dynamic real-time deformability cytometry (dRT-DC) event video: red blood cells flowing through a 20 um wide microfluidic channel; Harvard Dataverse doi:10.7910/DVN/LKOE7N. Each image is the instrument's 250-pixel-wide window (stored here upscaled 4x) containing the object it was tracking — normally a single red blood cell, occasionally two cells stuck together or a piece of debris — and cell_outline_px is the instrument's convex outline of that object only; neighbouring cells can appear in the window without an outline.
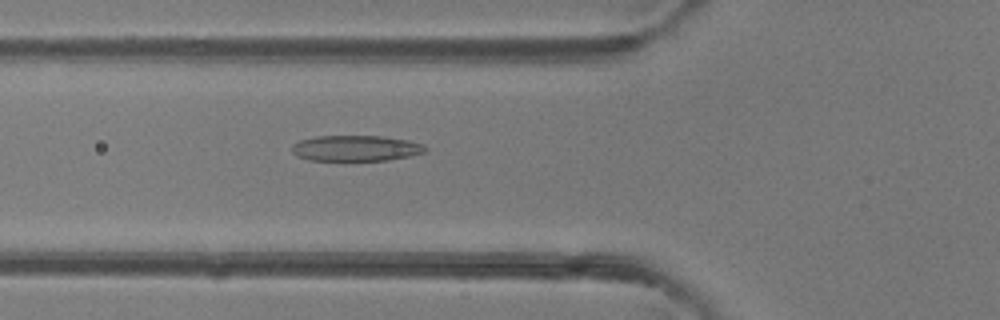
{"species": "common noctule bat (a hibernating species)", "species_latin": "Nyctalus noctula", "temperature_condition": "room temperature", "stored_images_in_passage": 44, "camera_frame_rate_fps": 3000, "um_per_image_px": 0.085, "animal": {"sex": "female"}, "frame": {"image": 1, "passage_image": 14, "time_ms": 4.333, "image_size_px": [1000, 320], "cell_outline_px": [[428, 148], [424, 152], [408, 156], [388, 160], [344, 164], [308, 160], [296, 156], [292, 152], [292, 144], [300, 140], [316, 136], [384, 136], [408, 140], [424, 144]], "centroid_in_image_um": [30.19, 12.65], "position_along_channel_um": 95.6, "area_um2": 21.21}}
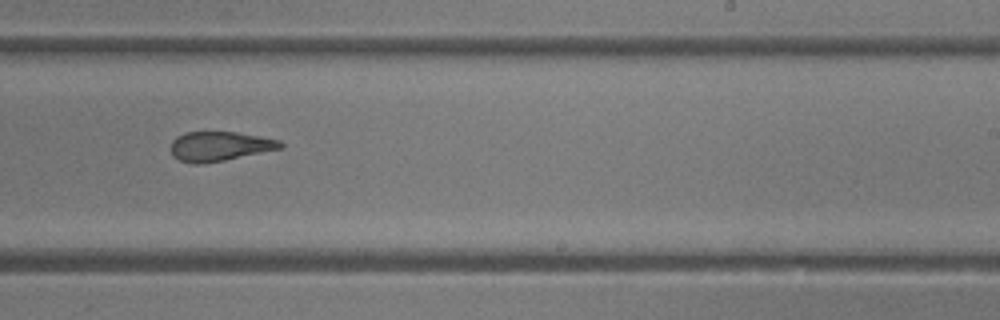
{"frame": {"image": 2, "passage_image": 26, "time_ms": 8.333, "image_size_px": [1000, 320], "cell_outline_px": [[284, 144], [280, 148], [224, 160], [200, 164], [196, 164], [180, 160], [172, 156], [172, 140], [176, 136], [184, 132], [236, 132], [280, 140]], "centroid_in_image_um": [18.63, 12.42], "position_along_channel_um": 270.4, "area_um2": 18.55}}
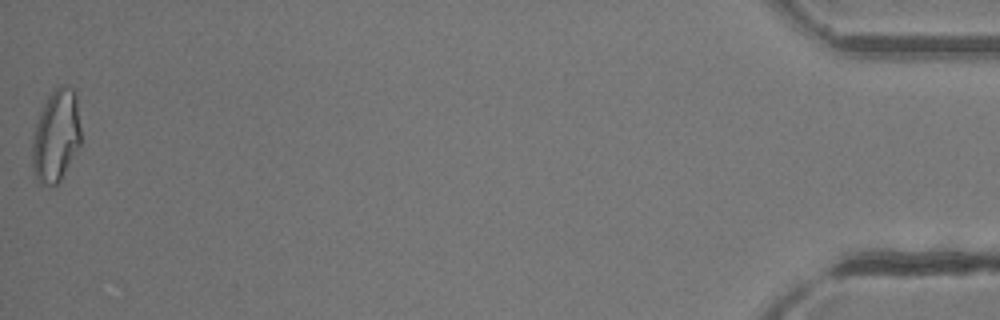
{"frame": {"image": 3, "passage_image": 44, "time_ms": 14.333, "image_size_px": [1000, 320], "cell_outline_px": [[80, 144], [60, 180], [56, 184], [40, 184], [36, 176], [32, 164], [32, 140], [36, 124], [40, 112], [48, 96], [56, 88], [64, 84], [68, 84], [76, 92], [80, 128]], "centroid_in_image_um": [4.77, 11.51], "position_along_channel_um": 430.4, "area_um2": 25.84}, "authors_computed_cell_mechanics": {"area_um2": 21.2704, "velocity_mm_per_s": 4.3603, "shape_relaxation_time_tau1_ms": 10.0535, "shape_relaxation_time_tau2_ms": 1.311, "deformation_change_tau1": 0.273, "deformation_change_tau2": 0.1024}}